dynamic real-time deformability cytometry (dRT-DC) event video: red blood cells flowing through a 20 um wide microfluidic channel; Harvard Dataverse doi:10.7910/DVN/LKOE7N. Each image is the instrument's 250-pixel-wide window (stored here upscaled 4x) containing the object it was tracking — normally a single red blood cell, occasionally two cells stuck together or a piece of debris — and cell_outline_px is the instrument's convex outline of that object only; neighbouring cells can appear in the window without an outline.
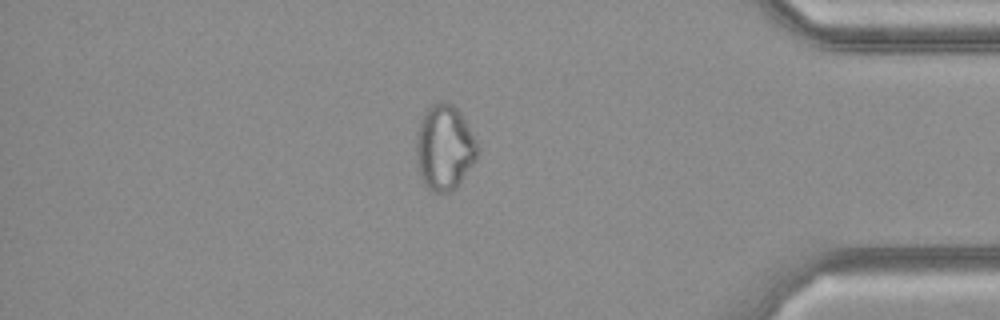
{"species": "common noctule bat (a hibernating species)", "species_latin": "Nyctalus noctula", "temperature_condition": "cold", "stored_images_in_passage": 37, "camera_frame_rate_fps": 3000, "um_per_image_px": 0.085, "animal": {"sex": "female", "body_mass_g": 21.9}, "frame": {"image": 1, "passage_image": 32, "time_ms": 10.333, "image_size_px": [1000, 320], "cell_outline_px": [[480, 148], [476, 160], [456, 188], [448, 192], [432, 192], [424, 184], [420, 176], [416, 160], [416, 136], [424, 112], [432, 104], [440, 100], [452, 104], [460, 112], [476, 140]], "centroid_in_image_um": [37.78, 12.55], "position_along_channel_um": 397.4, "area_um2": 30.58}}